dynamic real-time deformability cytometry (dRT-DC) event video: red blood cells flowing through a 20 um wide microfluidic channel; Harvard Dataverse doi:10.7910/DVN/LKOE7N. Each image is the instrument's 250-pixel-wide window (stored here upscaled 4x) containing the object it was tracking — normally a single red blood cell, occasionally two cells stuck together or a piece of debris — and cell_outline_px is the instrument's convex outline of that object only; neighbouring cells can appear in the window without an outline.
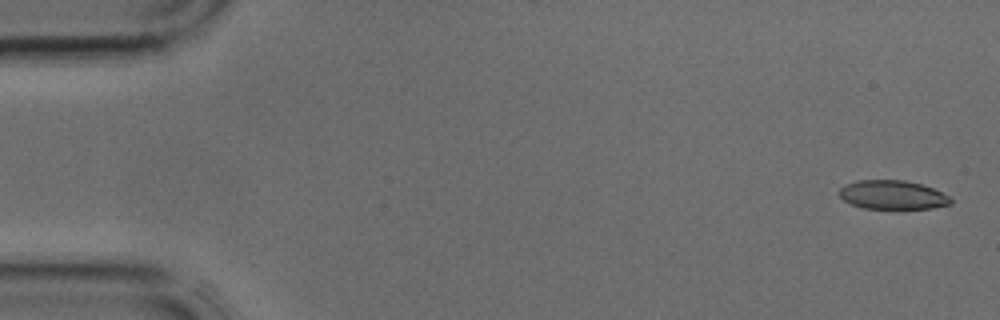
{"species": "common noctule bat (a hibernating species)", "species_latin": "Nyctalus noctula", "temperature_condition": "cold", "stored_images_in_passage": 4, "camera_frame_rate_fps": 3000, "um_per_image_px": 0.085, "animal": {"sex": "male", "body_mass_g": 17.9, "forearm_length_mm": 54.2}, "frame": {"image": 1, "passage_image": 1, "time_ms": 0.0, "image_size_px": [1000, 320], "cell_outline_px": [[952, 204], [932, 208], [864, 208], [852, 204], [844, 200], [840, 196], [840, 188], [844, 184], [856, 180], [904, 180], [920, 184], [932, 188], [948, 196], [952, 200]], "centroid_in_image_um": [75.85, 16.55], "position_along_channel_um": 9.2, "area_um2": 18.55}}
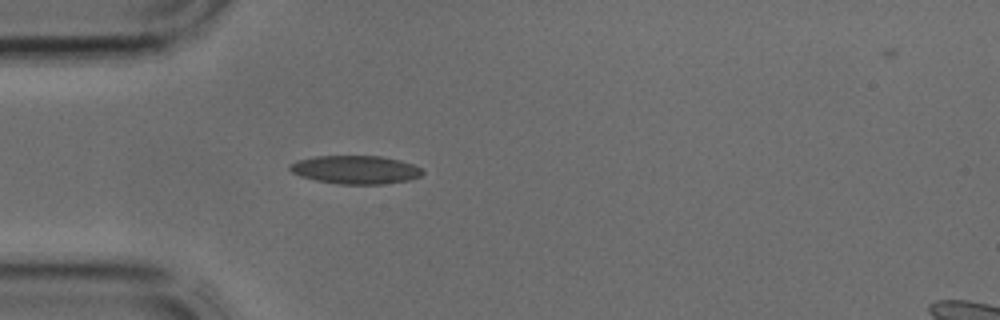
{"frame": {"image": 2, "passage_image": 4, "time_ms": 1.0, "image_size_px": [1000, 320], "cell_outline_px": [[424, 172], [420, 176], [408, 180], [384, 184], [340, 184], [316, 180], [300, 176], [292, 172], [288, 168], [288, 164], [296, 160], [316, 156], [380, 156], [400, 160], [424, 168]], "centroid_in_image_um": [30.21, 14.42], "position_along_channel_um": 54.8, "area_um2": 22.02}}